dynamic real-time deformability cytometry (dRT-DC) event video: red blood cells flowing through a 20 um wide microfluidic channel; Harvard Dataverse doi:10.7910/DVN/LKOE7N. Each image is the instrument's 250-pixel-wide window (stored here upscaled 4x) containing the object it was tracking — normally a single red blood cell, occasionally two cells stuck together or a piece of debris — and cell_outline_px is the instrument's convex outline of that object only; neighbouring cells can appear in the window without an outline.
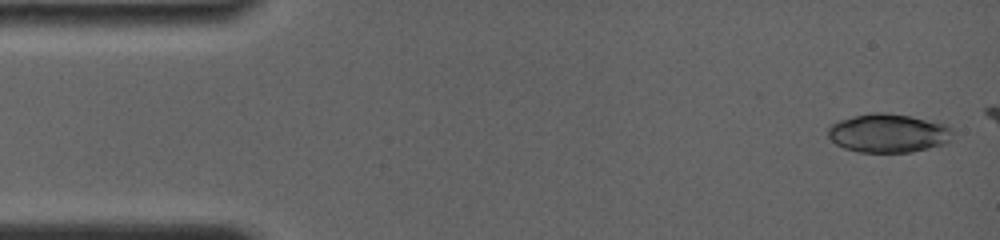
{"species": "common noctule bat (a hibernating species)", "species_latin": "Nyctalus noctula", "temperature_condition": "room temperature", "stored_images_in_passage": 9, "camera_frame_rate_fps": 4000, "um_per_image_px": 0.085, "animal": {"sex": "female", "body_mass_g": 19.0, "forearm_length_mm": 56.7}, "frame": {"image": 1, "passage_image": 1, "time_ms": 0.0, "image_size_px": [1000, 240], "cell_outline_px": [[952, 140], [948, 144], [912, 152], [860, 152], [844, 148], [836, 144], [828, 136], [828, 128], [832, 124], [840, 120], [852, 116], [872, 112], [888, 112], [936, 120], [948, 124], [952, 128]], "centroid_in_image_um": [75.59, 11.3], "position_along_channel_um": 9.4, "area_um2": 28.78}}
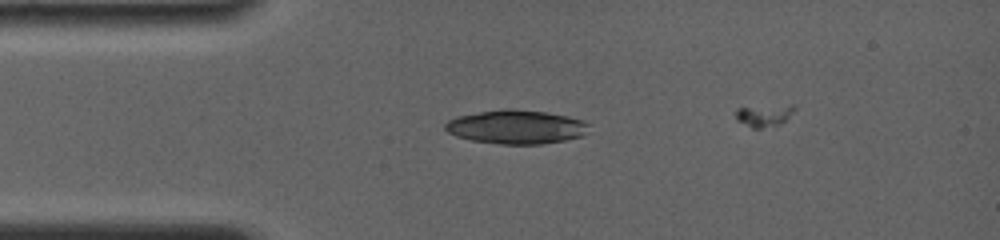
{"frame": {"image": 2, "passage_image": 8, "time_ms": 3.25, "image_size_px": [1000, 240], "cell_outline_px": [[588, 124], [584, 136], [564, 140], [540, 144], [500, 144], [472, 140], [456, 136], [448, 132], [444, 128], [444, 124], [448, 120], [456, 116], [480, 112], [544, 112], [568, 116], [580, 120]], "centroid_in_image_um": [43.85, 10.84], "position_along_channel_um": 41.1, "area_um2": 27.17}}